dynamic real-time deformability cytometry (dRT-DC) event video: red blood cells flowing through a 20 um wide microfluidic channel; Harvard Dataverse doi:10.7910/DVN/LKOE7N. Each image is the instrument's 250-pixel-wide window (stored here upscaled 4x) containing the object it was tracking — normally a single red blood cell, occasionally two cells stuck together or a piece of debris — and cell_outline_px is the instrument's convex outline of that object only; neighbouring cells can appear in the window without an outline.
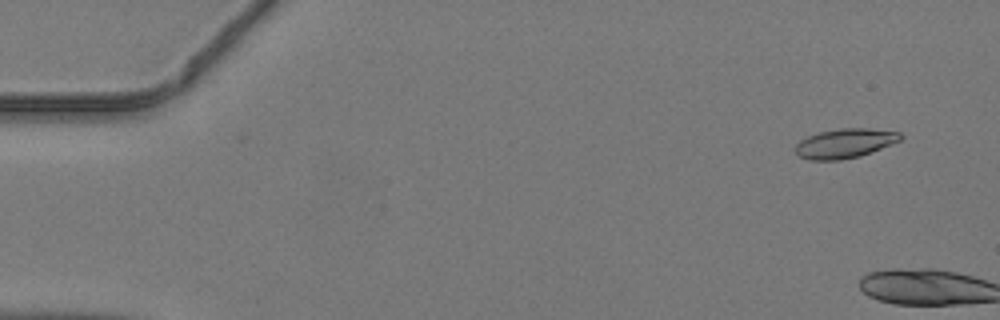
{"species": "common noctule bat (a hibernating species)", "species_latin": "Nyctalus noctula", "temperature_condition": "warm", "stored_images_in_passage": 5, "camera_frame_rate_fps": 3000, "um_per_image_px": 0.085, "animal": {"sex": "male", "body_mass_g": 19.2, "forearm_length_mm": 51.8}, "frame": {"image": 1, "passage_image": 4, "time_ms": 1.0, "image_size_px": [1000, 320], "cell_outline_px": [[904, 136], [900, 140], [860, 156], [840, 160], [812, 160], [800, 156], [796, 152], [796, 144], [800, 140], [808, 136], [820, 132], [840, 128], [868, 128], [900, 132]], "centroid_in_image_um": [71.82, 12.17], "position_along_channel_um": 13.2, "area_um2": 17.8}}